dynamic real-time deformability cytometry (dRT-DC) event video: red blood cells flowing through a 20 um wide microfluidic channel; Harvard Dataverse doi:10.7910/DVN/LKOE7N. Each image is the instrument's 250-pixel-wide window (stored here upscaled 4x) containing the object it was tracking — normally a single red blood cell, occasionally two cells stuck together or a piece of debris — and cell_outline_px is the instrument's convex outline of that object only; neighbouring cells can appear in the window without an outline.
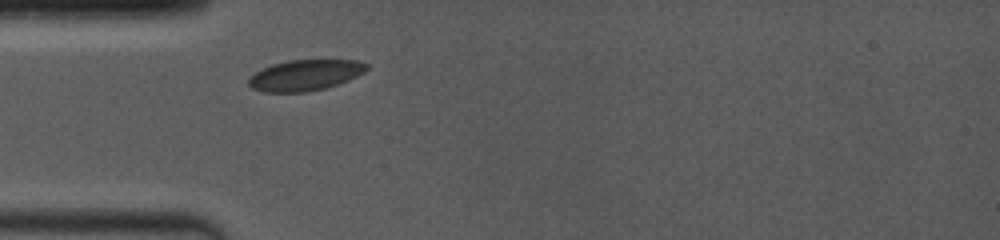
{"species": "common noctule bat (a hibernating species)", "species_latin": "Nyctalus noctula", "temperature_condition": "room temperature", "stored_images_in_passage": 21, "camera_frame_rate_fps": 4000, "um_per_image_px": 0.085, "animal": {"sex": "female", "body_mass_g": 19.0, "forearm_length_mm": 53.3}, "frame": {"image": 1, "passage_image": 1, "time_ms": 0.0, "image_size_px": [1000, 240], "cell_outline_px": [[368, 68], [364, 72], [348, 80], [324, 88], [304, 92], [264, 92], [252, 88], [248, 84], [248, 80], [256, 72], [272, 64], [288, 60], [356, 60], [368, 64]], "centroid_in_image_um": [25.93, 6.38], "position_along_channel_um": 59.1, "area_um2": 20.98}}
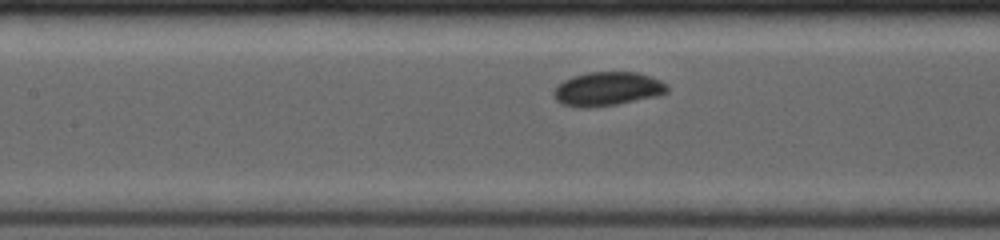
{"frame": {"image": 2, "passage_image": 12, "time_ms": 2.5, "image_size_px": [1000, 240], "cell_outline_px": [[668, 92], [660, 96], [616, 104], [592, 108], [580, 108], [560, 104], [556, 100], [552, 92], [564, 80], [572, 76], [588, 72], [636, 72], [652, 76], [668, 84]], "centroid_in_image_um": [51.65, 7.57], "position_along_channel_um": 155.7, "area_um2": 22.72}}
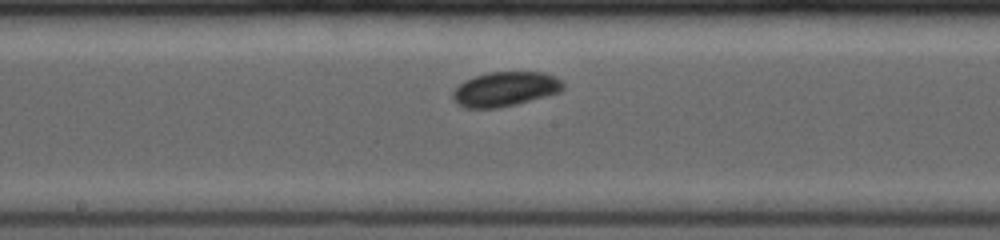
{"frame": {"image": 3, "passage_image": 18, "time_ms": 3.75, "image_size_px": [1000, 240], "cell_outline_px": [[564, 88], [560, 92], [516, 104], [496, 108], [464, 108], [456, 104], [452, 100], [452, 92], [464, 80], [488, 72], [544, 72], [556, 76], [564, 84]], "centroid_in_image_um": [42.92, 7.57], "position_along_channel_um": 205.3, "area_um2": 22.31}}